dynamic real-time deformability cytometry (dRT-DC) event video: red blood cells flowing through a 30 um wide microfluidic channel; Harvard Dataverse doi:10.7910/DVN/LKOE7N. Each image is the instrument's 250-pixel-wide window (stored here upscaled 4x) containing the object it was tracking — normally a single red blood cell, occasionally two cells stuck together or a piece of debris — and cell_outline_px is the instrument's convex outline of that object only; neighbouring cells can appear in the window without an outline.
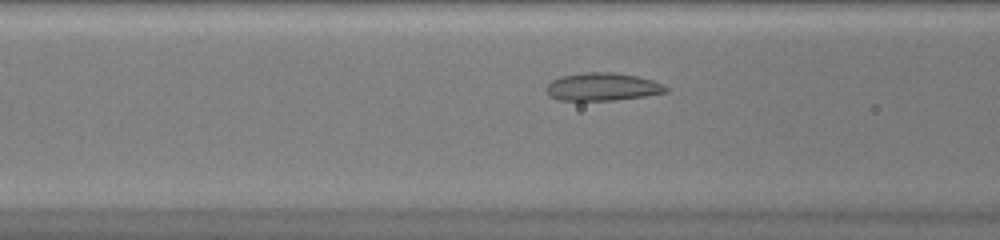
{"species": "common noctule bat (a hibernating species)", "species_latin": "Nyctalus noctula", "temperature_condition": "warm", "stored_images_in_passage": 42, "camera_frame_rate_fps": 3000, "um_per_image_px": 0.085, "animal": {"sex": "female", "body_mass_g": 20.0, "forearm_length_mm": 54.0}, "frame": {"image": 1, "passage_image": 13, "time_ms": 4.0, "image_size_px": [1000, 240], "cell_outline_px": [[668, 92], [644, 96], [612, 100], [560, 100], [548, 96], [544, 88], [552, 80], [560, 76], [584, 72], [612, 72], [636, 76], [652, 80], [668, 88]], "centroid_in_image_um": [51.15, 7.37], "position_along_channel_um": 115.5, "area_um2": 19.36}}
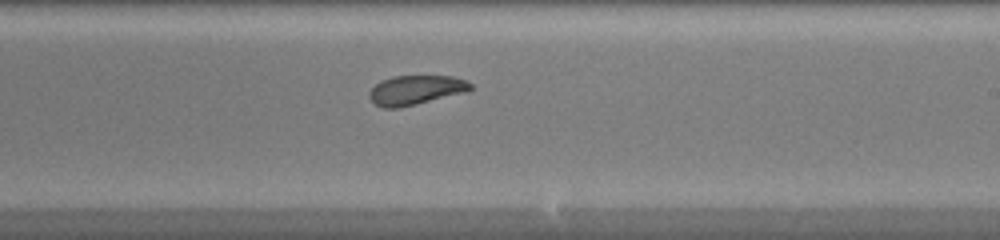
{"frame": {"image": 2, "passage_image": 23, "time_ms": 7.333, "image_size_px": [1000, 240], "cell_outline_px": [[472, 88], [468, 92], [416, 104], [396, 108], [384, 108], [376, 104], [368, 96], [368, 92], [380, 80], [392, 76], [452, 76], [468, 80], [472, 84]], "centroid_in_image_um": [35.36, 7.64], "position_along_channel_um": 253.6, "area_um2": 17.46}}
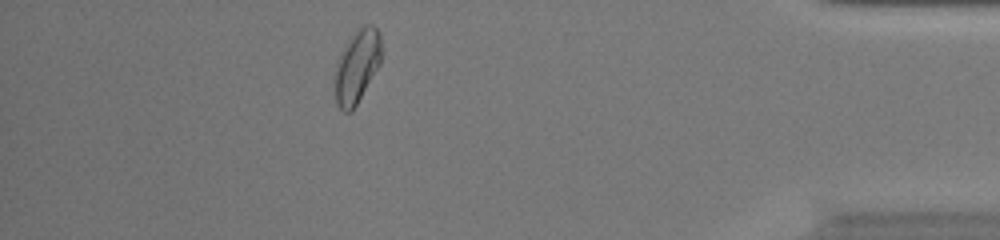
{"frame": {"image": 3, "passage_image": 37, "time_ms": 12.0, "image_size_px": [1000, 240], "cell_outline_px": [[380, 64], [352, 112], [344, 112], [336, 104], [332, 80], [336, 64], [348, 40], [364, 24], [372, 24], [376, 28], [380, 36]], "centroid_in_image_um": [30.3, 5.7], "position_along_channel_um": 404.9, "area_um2": 19.83}, "authors_computed_cell_mechanics": {"area_um2": 18.9006, "velocity_mm_per_s": 4.1542, "shape_relaxation_time_tau1_ms": 6.9645, "shape_relaxation_time_tau2_ms": null, "deformation_change_tau1": 0.1541, "deformation_change_tau2": null}}